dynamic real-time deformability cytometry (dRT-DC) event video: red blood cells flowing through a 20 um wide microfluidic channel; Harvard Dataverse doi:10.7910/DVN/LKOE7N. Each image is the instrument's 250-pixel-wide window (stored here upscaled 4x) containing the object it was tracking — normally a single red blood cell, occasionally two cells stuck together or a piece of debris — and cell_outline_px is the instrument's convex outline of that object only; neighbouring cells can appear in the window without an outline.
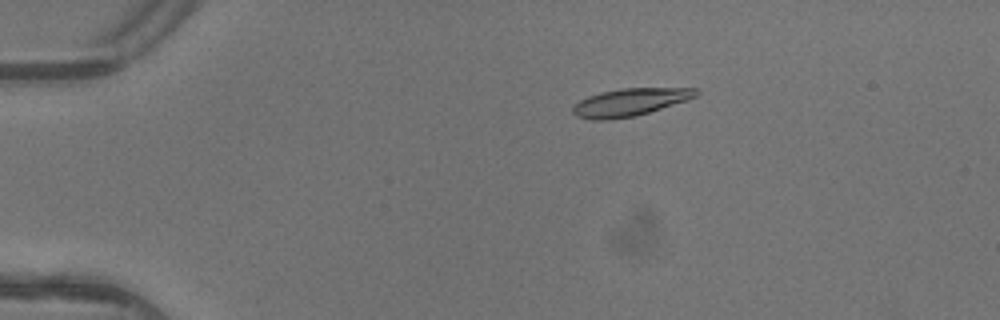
{"species": "common noctule bat (a hibernating species)", "species_latin": "Nyctalus noctula", "temperature_condition": "warm", "stored_images_in_passage": 5, "camera_frame_rate_fps": 3000, "um_per_image_px": 0.085, "animal": {"sex": "female"}, "frame": {"image": 1, "passage_image": 1, "time_ms": 0.0, "image_size_px": [1000, 320], "cell_outline_px": [[700, 92], [696, 96], [688, 100], [636, 116], [608, 120], [592, 120], [576, 116], [572, 112], [572, 108], [580, 100], [588, 96], [600, 92], [620, 88], [696, 88]], "centroid_in_image_um": [53.54, 8.69], "position_along_channel_um": 31.5, "area_um2": 19.88}}
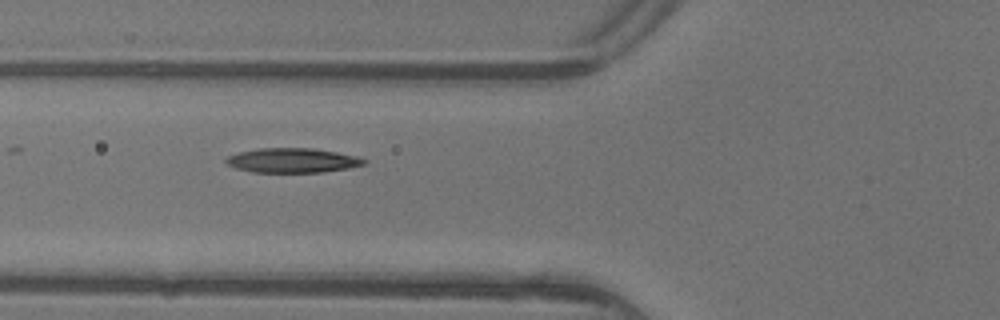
{"frame": {"image": 2, "passage_image": 4, "time_ms": 1.0, "image_size_px": [1000, 320], "cell_outline_px": [[368, 160], [364, 164], [348, 168], [324, 172], [252, 172], [236, 168], [228, 164], [224, 160], [228, 156], [240, 152], [260, 148], [312, 148], [336, 152], [356, 156]], "centroid_in_image_um": [24.86, 13.63], "position_along_channel_um": 100.9, "area_um2": 19.59}}
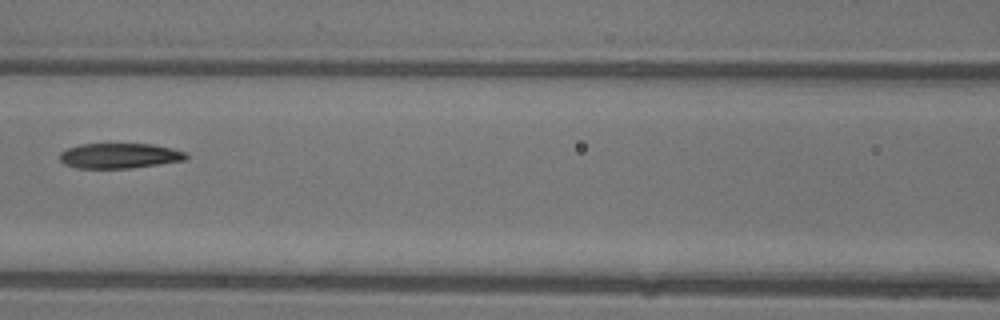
{"frame": {"image": 3, "passage_image": 5, "time_ms": 1.333, "image_size_px": [1000, 320], "cell_outline_px": [[188, 156], [184, 160], [160, 164], [132, 168], [76, 168], [64, 164], [60, 160], [60, 152], [68, 148], [80, 144], [152, 144], [172, 148], [184, 152]], "centroid_in_image_um": [10.14, 13.24], "position_along_channel_um": 156.5, "area_um2": 18.5}}